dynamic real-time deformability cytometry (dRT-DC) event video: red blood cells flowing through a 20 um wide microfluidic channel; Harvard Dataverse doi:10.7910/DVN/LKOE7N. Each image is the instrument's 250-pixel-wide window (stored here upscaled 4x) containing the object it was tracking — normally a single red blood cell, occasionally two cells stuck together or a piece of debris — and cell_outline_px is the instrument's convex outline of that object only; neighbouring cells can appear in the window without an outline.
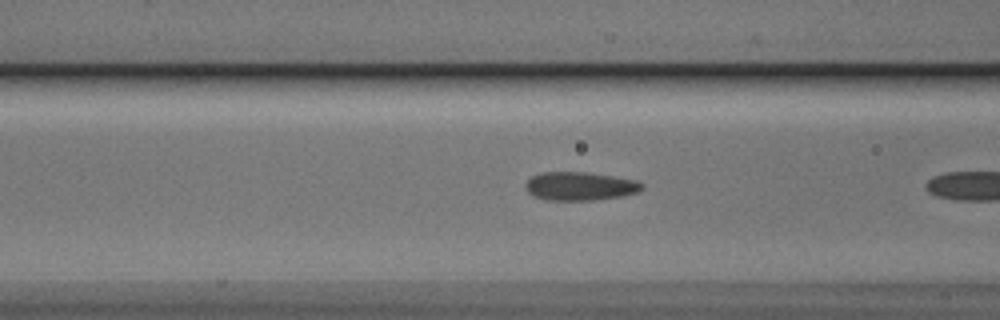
{"species": "Egyptian fruit bat (a non-hibernating species)", "species_latin": "Rousettus aegyptiacus", "temperature_condition": "cold", "stored_images_in_passage": 7, "camera_frame_rate_fps": 3000, "um_per_image_px": 0.085, "animal": {"sex": "male"}, "frame": {"image": 1, "passage_image": 6, "time_ms": 1.667, "image_size_px": [1000, 320], "cell_outline_px": [[644, 188], [640, 192], [624, 196], [592, 200], [544, 200], [532, 196], [524, 188], [524, 184], [532, 176], [540, 172], [588, 172], [636, 180], [644, 184]], "centroid_in_image_um": [49.29, 15.83], "position_along_channel_um": 117.3, "area_um2": 19.65}}